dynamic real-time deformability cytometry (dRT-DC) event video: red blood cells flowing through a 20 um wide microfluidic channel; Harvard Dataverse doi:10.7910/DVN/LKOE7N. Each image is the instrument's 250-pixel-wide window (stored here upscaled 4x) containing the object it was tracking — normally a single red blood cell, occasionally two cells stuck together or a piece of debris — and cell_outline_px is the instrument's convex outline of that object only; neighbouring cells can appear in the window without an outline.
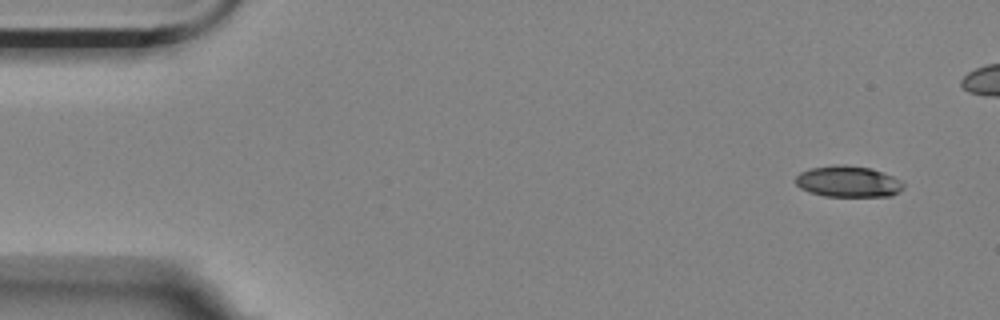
{"species": "Egyptian fruit bat (a non-hibernating species)", "species_latin": "Rousettus aegyptiacus", "temperature_condition": "room temperature", "stored_images_in_passage": 48, "camera_frame_rate_fps": 3000, "um_per_image_px": 0.085, "animal": {"sex": "female"}, "frame": {"image": 1, "passage_image": 1, "time_ms": 0.0, "image_size_px": [1000, 320], "cell_outline_px": [[904, 188], [892, 196], [824, 196], [808, 192], [800, 188], [796, 184], [796, 176], [800, 172], [808, 168], [832, 164], [844, 164], [872, 168], [884, 172], [900, 180], [904, 184]], "centroid_in_image_um": [72.07, 15.41], "position_along_channel_um": 12.9, "area_um2": 19.94}}
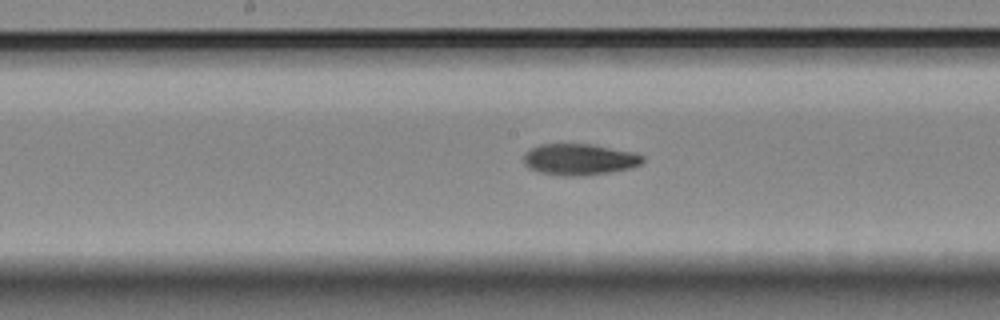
{"frame": {"image": 2, "passage_image": 26, "time_ms": 8.333, "image_size_px": [1000, 320], "cell_outline_px": [[644, 160], [640, 164], [628, 168], [608, 172], [584, 176], [560, 176], [536, 172], [528, 168], [524, 164], [524, 152], [540, 144], [592, 144], [632, 152], [644, 156]], "centroid_in_image_um": [49.19, 13.56], "position_along_channel_um": 199.0, "area_um2": 21.79}}
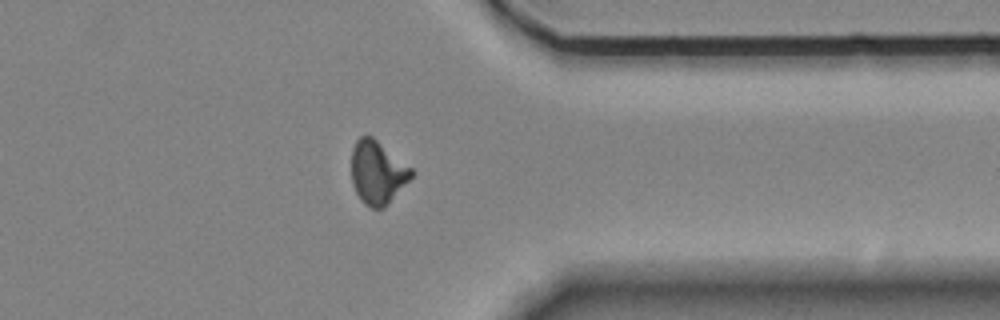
{"frame": {"image": 3, "passage_image": 42, "time_ms": 13.667, "image_size_px": [1000, 320], "cell_outline_px": [[412, 176], [388, 204], [384, 208], [372, 208], [364, 204], [360, 200], [352, 184], [352, 148], [356, 140], [360, 136], [372, 136], [412, 168]], "centroid_in_image_um": [32.06, 14.66], "position_along_channel_um": 379.3, "area_um2": 21.91}, "authors_computed_cell_mechanics": {"area_um2": 21.386, "velocity_mm_per_s": 3.5197, "shape_relaxation_time_tau1_ms": 10.6239, "shape_relaxation_time_tau2_ms": 4.8408, "deformation_change_tau1": 0.2419, "deformation_change_tau2": 0.112}}